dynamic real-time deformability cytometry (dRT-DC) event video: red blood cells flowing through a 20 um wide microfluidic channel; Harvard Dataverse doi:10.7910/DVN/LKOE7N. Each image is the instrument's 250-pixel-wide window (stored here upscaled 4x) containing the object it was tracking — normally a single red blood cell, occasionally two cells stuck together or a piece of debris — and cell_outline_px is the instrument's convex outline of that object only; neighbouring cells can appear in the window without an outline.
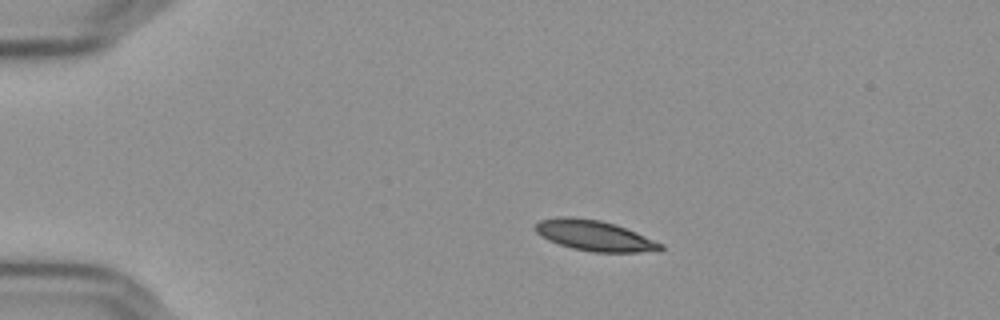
{"species": "Egyptian fruit bat (a non-hibernating species)", "species_latin": "Rousettus aegyptiacus", "temperature_condition": "cold", "stored_images_in_passage": 46, "camera_frame_rate_fps": 3000, "um_per_image_px": 0.085, "frame": {"image": 1, "passage_image": 1, "time_ms": 0.0, "image_size_px": [1000, 320], "cell_outline_px": [[664, 248], [660, 252], [592, 252], [572, 248], [548, 240], [540, 236], [532, 228], [540, 220], [560, 216], [572, 216], [600, 220], [616, 224], [636, 232], [664, 244]], "centroid_in_image_um": [50.55, 20.02], "position_along_channel_um": 34.5, "area_um2": 22.6}}
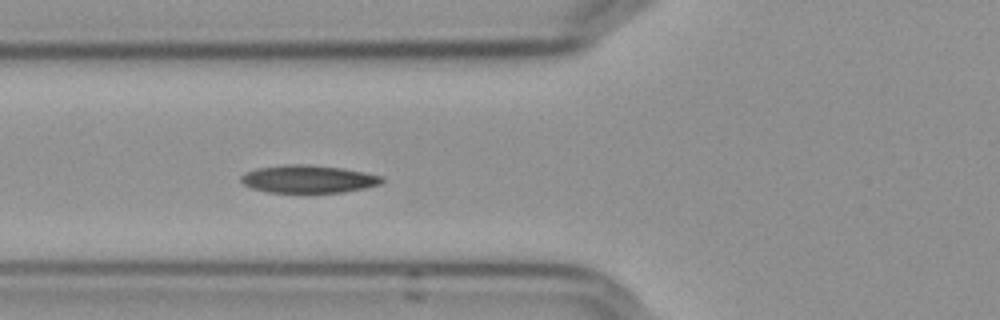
{"frame": {"image": 2, "passage_image": 11, "time_ms": 3.333, "image_size_px": [1000, 320], "cell_outline_px": [[384, 180], [380, 184], [364, 188], [340, 192], [308, 196], [268, 192], [252, 188], [244, 184], [240, 180], [240, 176], [244, 172], [256, 168], [292, 164], [304, 164], [340, 168], [364, 172], [380, 176]], "centroid_in_image_um": [26.15, 15.27], "position_along_channel_um": 99.7, "area_um2": 23.52}}
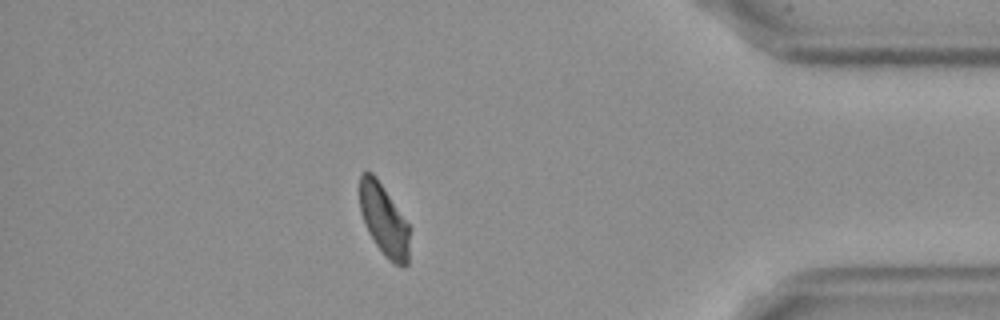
{"frame": {"image": 3, "passage_image": 39, "time_ms": 12.667, "image_size_px": [1000, 320], "cell_outline_px": [[408, 264], [396, 264], [388, 260], [384, 256], [368, 232], [360, 212], [360, 172], [372, 172], [376, 176], [408, 224]], "centroid_in_image_um": [32.6, 18.68], "position_along_channel_um": 402.6, "area_um2": 20.35}, "authors_computed_cell_mechanics": {"area_um2": 22.7443, "velocity_mm_per_s": 3.6077, "shape_relaxation_time_tau1_ms": 3.7362, "shape_relaxation_time_tau2_ms": 3.133, "deformation_change_tau1": 0.1229, "deformation_change_tau2": 0.0669}}